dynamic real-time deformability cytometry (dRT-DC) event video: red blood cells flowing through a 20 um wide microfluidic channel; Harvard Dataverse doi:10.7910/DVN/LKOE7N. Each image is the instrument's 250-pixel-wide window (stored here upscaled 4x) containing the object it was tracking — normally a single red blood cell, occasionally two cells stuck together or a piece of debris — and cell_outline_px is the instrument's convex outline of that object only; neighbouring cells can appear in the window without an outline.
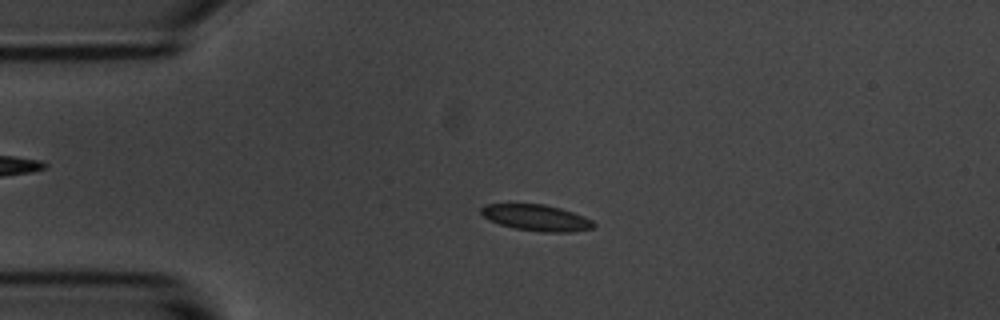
{"species": "common noctule bat (a hibernating species)", "species_latin": "Nyctalus noctula", "temperature_condition": "room temperature", "stored_images_in_passage": 49, "camera_frame_rate_fps": 3000, "um_per_image_px": 0.085, "animal": {"sex": "male", "body_mass_g": 20.1, "forearm_length_mm": 53.5}, "frame": {"image": 1, "passage_image": 7, "time_ms": 2.0, "image_size_px": [1000, 320], "cell_outline_px": [[596, 224], [592, 228], [572, 232], [540, 232], [512, 228], [500, 224], [484, 216], [480, 212], [480, 208], [484, 204], [544, 204], [560, 208], [584, 216], [592, 220]], "centroid_in_image_um": [45.6, 18.51], "position_along_channel_um": 39.4, "area_um2": 17.17}}
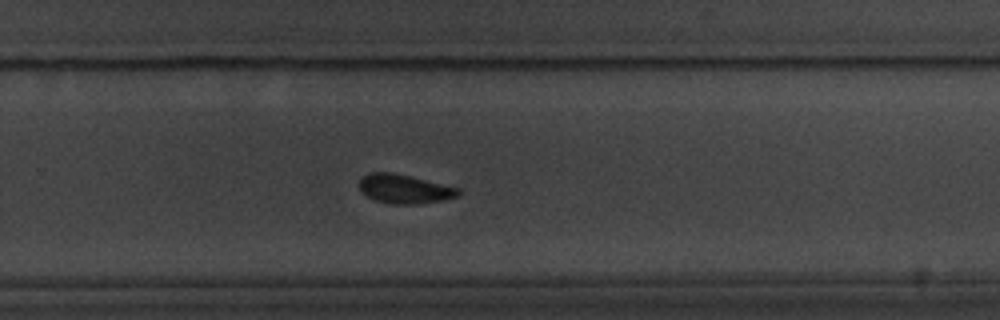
{"frame": {"image": 2, "passage_image": 30, "time_ms": 9.667, "image_size_px": [1000, 320], "cell_outline_px": [[460, 196], [420, 204], [392, 204], [376, 200], [360, 192], [360, 180], [368, 172], [392, 172], [460, 188]], "centroid_in_image_um": [34.38, 16.06], "position_along_channel_um": 295.4, "area_um2": 16.65}}
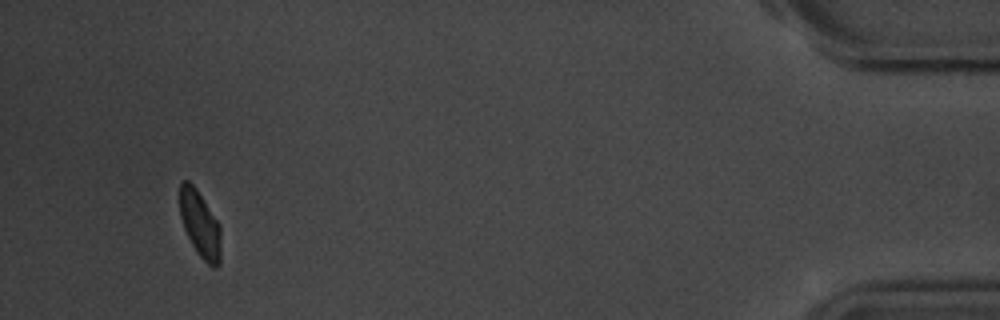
{"frame": {"image": 3, "passage_image": 46, "time_ms": 15.0, "image_size_px": [1000, 320], "cell_outline_px": [[220, 264], [216, 268], [212, 268], [196, 252], [184, 228], [180, 216], [180, 184], [184, 180], [188, 180], [196, 188], [220, 224]], "centroid_in_image_um": [17.01, 19.07], "position_along_channel_um": 418.2, "area_um2": 15.9}, "authors_computed_cell_mechanics": {"area_um2": 17.051, "velocity_mm_per_s": 3.6761, "shape_relaxation_time_tau1_ms": 4.6409, "shape_relaxation_time_tau2_ms": 2.7423, "deformation_change_tau1": 0.0892, "deformation_change_tau2": 0.0774}}